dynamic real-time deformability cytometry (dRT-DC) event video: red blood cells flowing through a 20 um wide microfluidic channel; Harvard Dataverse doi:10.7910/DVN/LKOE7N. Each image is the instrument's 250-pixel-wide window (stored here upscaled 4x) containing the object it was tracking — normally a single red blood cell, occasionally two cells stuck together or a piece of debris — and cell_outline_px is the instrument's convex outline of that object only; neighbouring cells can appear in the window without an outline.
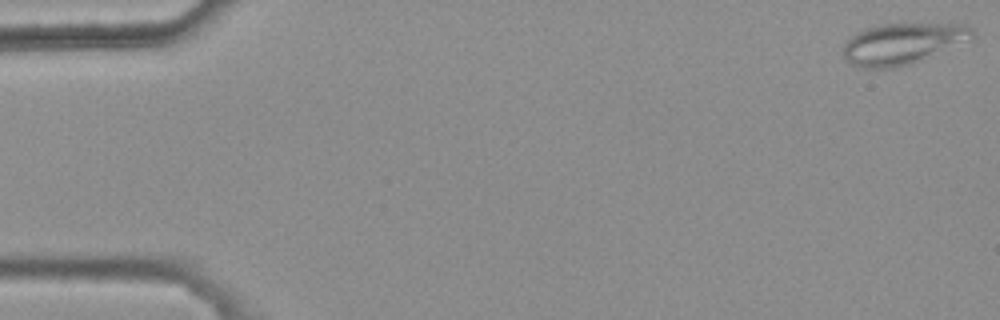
{"species": "common noctule bat (a hibernating species)", "species_latin": "Nyctalus noctula", "temperature_condition": "warm", "stored_images_in_passage": 6, "camera_frame_rate_fps": 3000, "um_per_image_px": 0.085, "animal": {"sex": "female", "body_mass_g": 25.1}, "frame": {"image": 1, "passage_image": 1, "time_ms": 0.0, "image_size_px": [1000, 320], "cell_outline_px": [[976, 36], [972, 40], [912, 64], [892, 68], [860, 68], [844, 60], [840, 48], [856, 32], [880, 24], [904, 20], [968, 24], [976, 32]], "centroid_in_image_um": [76.79, 3.65], "position_along_channel_um": 8.2, "area_um2": 32.77}}